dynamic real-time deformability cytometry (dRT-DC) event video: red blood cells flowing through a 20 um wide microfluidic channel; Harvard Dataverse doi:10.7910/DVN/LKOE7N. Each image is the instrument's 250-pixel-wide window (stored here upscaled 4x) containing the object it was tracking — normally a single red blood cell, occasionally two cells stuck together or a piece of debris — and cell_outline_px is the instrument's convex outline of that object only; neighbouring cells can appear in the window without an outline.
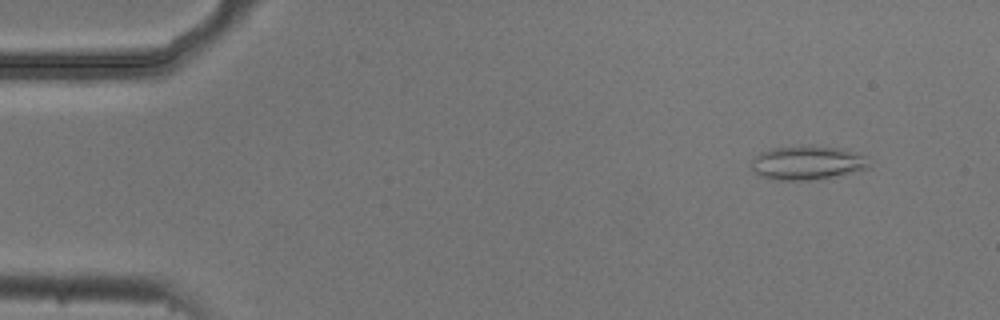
{"species": "common noctule bat (a hibernating species)", "species_latin": "Nyctalus noctula", "temperature_condition": "cold", "stored_images_in_passage": 4, "camera_frame_rate_fps": 3000, "um_per_image_px": 0.085, "animal": {"sex": "male", "body_mass_g": 20.5, "forearm_length_mm": 52.5}, "frame": {"image": 1, "passage_image": 1, "time_ms": 0.0, "image_size_px": [1000, 320], "cell_outline_px": [[868, 168], [820, 180], [768, 180], [760, 176], [752, 168], [752, 156], [760, 152], [772, 148], [840, 148], [864, 156], [868, 164]], "centroid_in_image_um": [68.54, 13.89], "position_along_channel_um": 16.5, "area_um2": 22.6}}